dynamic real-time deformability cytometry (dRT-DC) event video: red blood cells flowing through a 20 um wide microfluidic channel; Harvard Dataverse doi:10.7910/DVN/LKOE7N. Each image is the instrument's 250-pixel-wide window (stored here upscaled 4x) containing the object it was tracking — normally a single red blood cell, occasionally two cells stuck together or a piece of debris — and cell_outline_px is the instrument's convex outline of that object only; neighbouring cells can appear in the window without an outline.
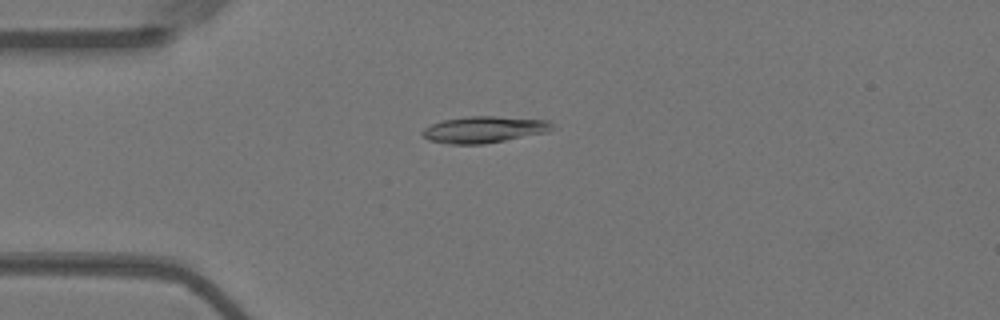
{"species": "Egyptian fruit bat (a non-hibernating species)", "species_latin": "Rousettus aegyptiacus", "temperature_condition": "warm", "stored_images_in_passage": 44, "camera_frame_rate_fps": 3000, "um_per_image_px": 0.085, "animal": {"sex": "female"}, "frame": {"image": 1, "passage_image": 3, "time_ms": 0.667, "image_size_px": [1000, 320], "cell_outline_px": [[556, 128], [548, 132], [484, 144], [448, 144], [428, 140], [420, 132], [424, 128], [440, 120], [468, 116], [496, 116], [548, 120], [556, 124]], "centroid_in_image_um": [41.18, 11.0], "position_along_channel_um": 43.8, "area_um2": 20.35}}
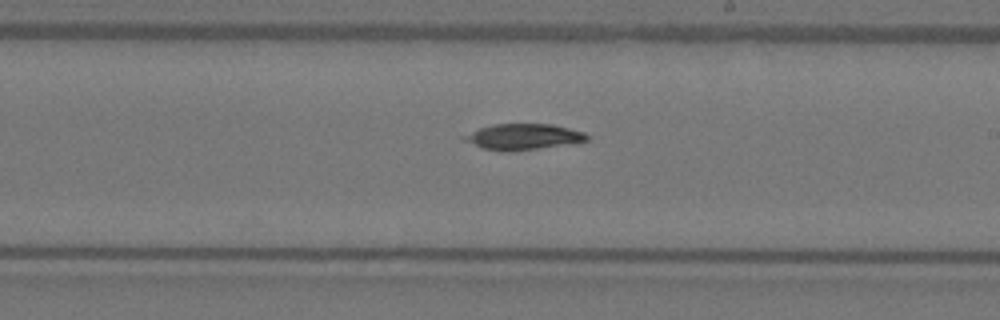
{"frame": {"image": 2, "passage_image": 21, "time_ms": 6.667, "image_size_px": [1000, 320], "cell_outline_px": [[588, 140], [568, 144], [508, 152], [500, 152], [484, 148], [460, 140], [460, 136], [480, 128], [492, 124], [552, 124], [584, 132], [588, 136]], "centroid_in_image_um": [44.4, 11.63], "position_along_channel_um": 244.6, "area_um2": 18.55}}
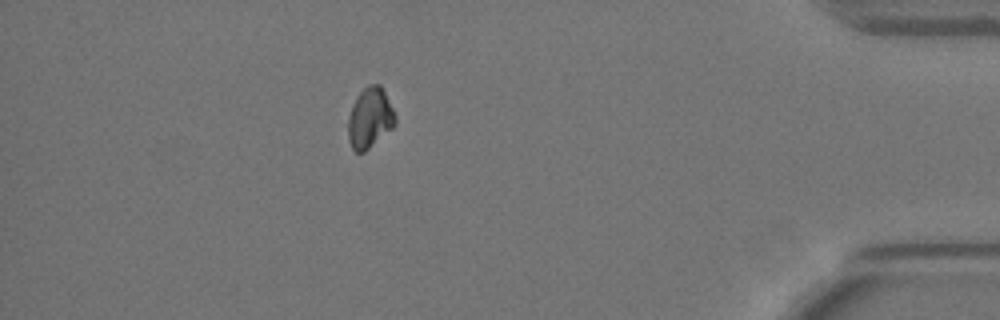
{"frame": {"image": 3, "passage_image": 38, "time_ms": 12.333, "image_size_px": [1000, 320], "cell_outline_px": [[396, 124], [392, 128], [364, 152], [356, 152], [352, 148], [348, 140], [348, 116], [352, 104], [356, 96], [368, 84], [380, 84], [396, 116]], "centroid_in_image_um": [31.42, 10.02], "position_along_channel_um": 403.8, "area_um2": 16.53}}